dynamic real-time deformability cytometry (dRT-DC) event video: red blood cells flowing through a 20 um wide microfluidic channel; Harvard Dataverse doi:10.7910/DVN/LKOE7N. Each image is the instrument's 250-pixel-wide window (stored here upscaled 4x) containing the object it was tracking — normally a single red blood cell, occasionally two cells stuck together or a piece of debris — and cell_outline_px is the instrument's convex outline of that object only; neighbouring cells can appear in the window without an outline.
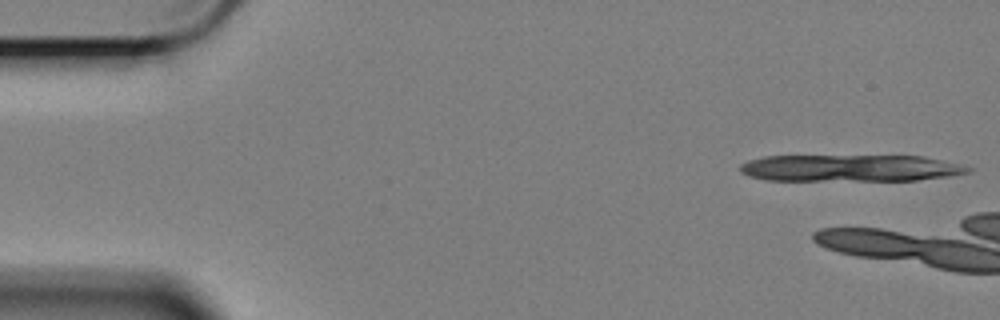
{"species": "Egyptian fruit bat (a non-hibernating species)", "species_latin": "Rousettus aegyptiacus", "temperature_condition": "cold", "stored_images_in_passage": 7, "camera_frame_rate_fps": 3000, "um_per_image_px": 0.085, "animal": {"sex": "female"}, "frame": {"image": 1, "passage_image": 1, "time_ms": 0.0, "image_size_px": [1000, 320], "cell_outline_px": [[972, 172], [948, 176], [916, 180], [764, 180], [748, 176], [740, 172], [740, 164], [748, 160], [764, 156], [924, 156], [960, 164], [972, 168]], "centroid_in_image_um": [72.25, 14.28], "position_along_channel_um": 12.7, "area_um2": 35.66}}